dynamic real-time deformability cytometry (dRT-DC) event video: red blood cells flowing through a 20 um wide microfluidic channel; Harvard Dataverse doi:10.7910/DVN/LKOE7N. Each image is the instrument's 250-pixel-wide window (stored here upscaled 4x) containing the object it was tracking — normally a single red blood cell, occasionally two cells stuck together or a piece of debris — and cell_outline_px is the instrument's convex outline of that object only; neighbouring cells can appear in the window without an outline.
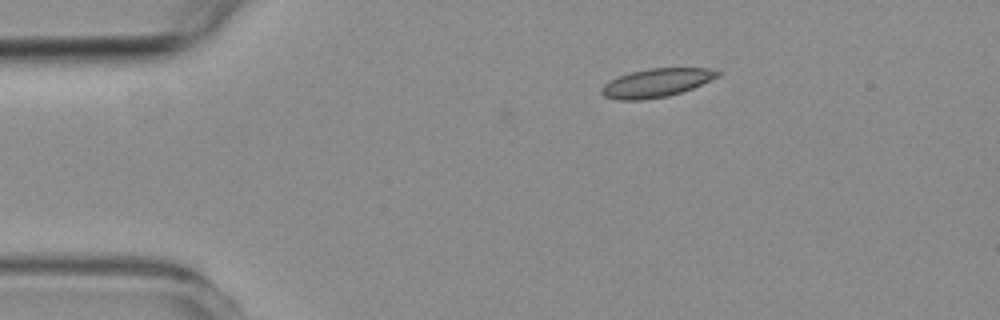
{"species": "common noctule bat (a hibernating species)", "species_latin": "Nyctalus noctula", "temperature_condition": "room temperature", "stored_images_in_passage": 6, "camera_frame_rate_fps": 3000, "um_per_image_px": 0.085, "animal": {"sex": "female", "body_mass_g": 19.3, "forearm_length_mm": 54.1}, "frame": {"image": 1, "passage_image": 1, "time_ms": 0.0, "image_size_px": [1000, 320], "cell_outline_px": [[720, 76], [692, 88], [668, 96], [640, 100], [620, 100], [604, 96], [600, 92], [600, 88], [604, 84], [620, 76], [632, 72], [648, 68], [708, 68], [720, 72]], "centroid_in_image_um": [55.79, 7.04], "position_along_channel_um": 29.2, "area_um2": 19.07}}
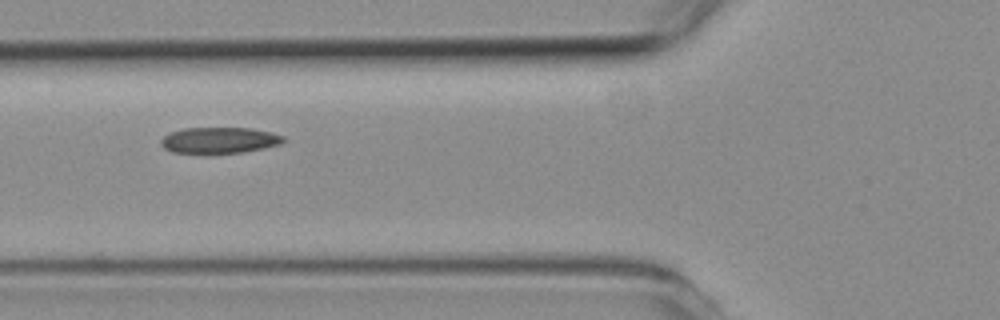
{"frame": {"image": 2, "passage_image": 4, "time_ms": 3.333, "image_size_px": [1000, 320], "cell_outline_px": [[284, 140], [280, 144], [264, 148], [244, 152], [212, 156], [208, 156], [172, 152], [164, 148], [160, 144], [160, 140], [168, 132], [184, 128], [252, 128], [272, 132], [284, 136]], "centroid_in_image_um": [18.59, 11.96], "position_along_channel_um": 107.2, "area_um2": 19.54}}
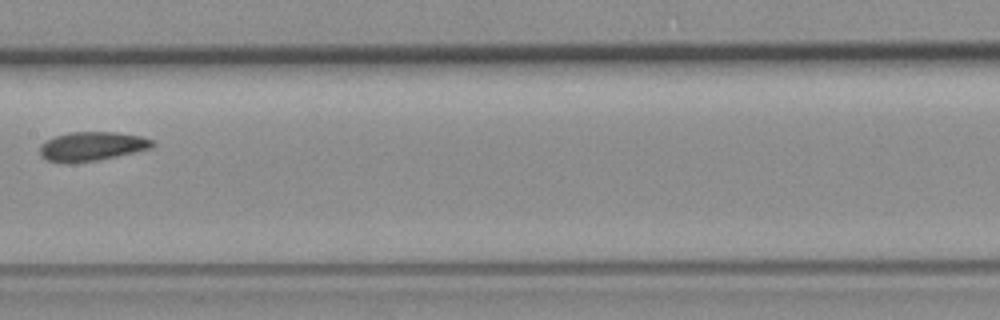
{"frame": {"image": 3, "passage_image": 6, "time_ms": 5.667, "image_size_px": [1000, 320], "cell_outline_px": [[156, 144], [152, 148], [96, 160], [48, 160], [40, 156], [40, 144], [56, 136], [72, 132], [116, 132], [140, 136], [152, 140]], "centroid_in_image_um": [7.87, 12.39], "position_along_channel_um": 199.5, "area_um2": 18.21}}